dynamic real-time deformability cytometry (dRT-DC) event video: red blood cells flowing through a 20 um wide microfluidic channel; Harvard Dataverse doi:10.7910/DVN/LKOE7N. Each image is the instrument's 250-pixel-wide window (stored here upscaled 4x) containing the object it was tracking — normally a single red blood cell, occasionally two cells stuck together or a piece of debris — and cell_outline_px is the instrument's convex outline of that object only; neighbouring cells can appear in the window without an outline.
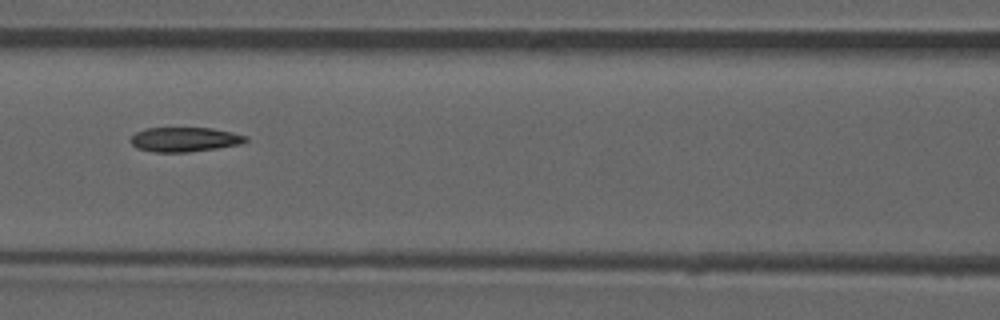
{"species": "common noctule bat (a hibernating species)", "species_latin": "Nyctalus noctula", "temperature_condition": "room temperature", "stored_images_in_passage": 52, "camera_frame_rate_fps": 3000, "um_per_image_px": 0.085, "animal": {"sex": "male", "forearm_length_mm": 52.5}, "frame": {"image": 1, "passage_image": 23, "time_ms": 7.333, "image_size_px": [1000, 320], "cell_outline_px": [[248, 140], [240, 144], [216, 148], [188, 152], [152, 152], [136, 148], [128, 140], [136, 132], [148, 128], [212, 128], [232, 132], [248, 136]], "centroid_in_image_um": [15.68, 11.85], "position_along_channel_um": 150.9, "area_um2": 16.47}, "authors_computed_cell_mechanics": {"area_um2": 16.9932, "velocity_mm_per_s": 3.9536, "shape_relaxation_time_tau1_ms": 10.3459, "shape_relaxation_time_tau2_ms": 6.9776, "deformation_change_tau1": 0.2175, "deformation_change_tau2": 0.1401}}